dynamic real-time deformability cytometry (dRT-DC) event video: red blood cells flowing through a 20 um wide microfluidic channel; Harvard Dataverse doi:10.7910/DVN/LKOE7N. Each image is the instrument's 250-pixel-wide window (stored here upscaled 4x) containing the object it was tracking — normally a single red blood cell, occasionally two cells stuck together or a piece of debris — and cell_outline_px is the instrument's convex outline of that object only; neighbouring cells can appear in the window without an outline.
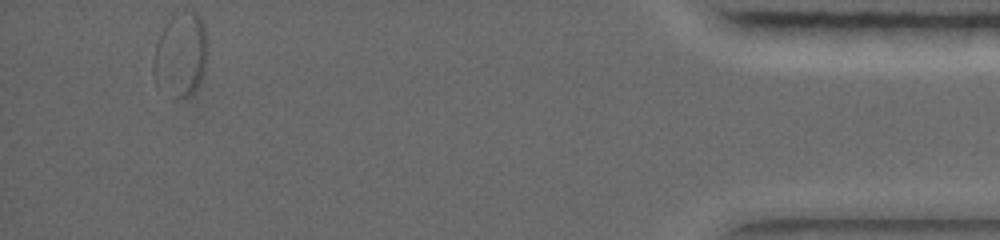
{"species": "common noctule bat (a hibernating species)", "species_latin": "Nyctalus noctula", "temperature_condition": "warm", "stored_images_in_passage": 46, "segment_of_instrument_passage": [2, 2], "camera_frame_rate_fps": 5000, "um_per_image_px": 0.085, "animal": {"sex": "female", "body_mass_g": 19.0, "forearm_length_mm": 56.7}, "frame": {"image": 1, "passage_image": 46, "time_ms": 13.0, "image_size_px": [1000, 240], "cell_outline_px": [[208, 56], [204, 72], [200, 84], [188, 96], [180, 100], [176, 100], [188, 16], [192, 12], [196, 12], [200, 16], [204, 24], [208, 44]], "centroid_in_image_um": [16.4, 4.81], "position_along_channel_um": 418.8, "area_um2": 12.72}}